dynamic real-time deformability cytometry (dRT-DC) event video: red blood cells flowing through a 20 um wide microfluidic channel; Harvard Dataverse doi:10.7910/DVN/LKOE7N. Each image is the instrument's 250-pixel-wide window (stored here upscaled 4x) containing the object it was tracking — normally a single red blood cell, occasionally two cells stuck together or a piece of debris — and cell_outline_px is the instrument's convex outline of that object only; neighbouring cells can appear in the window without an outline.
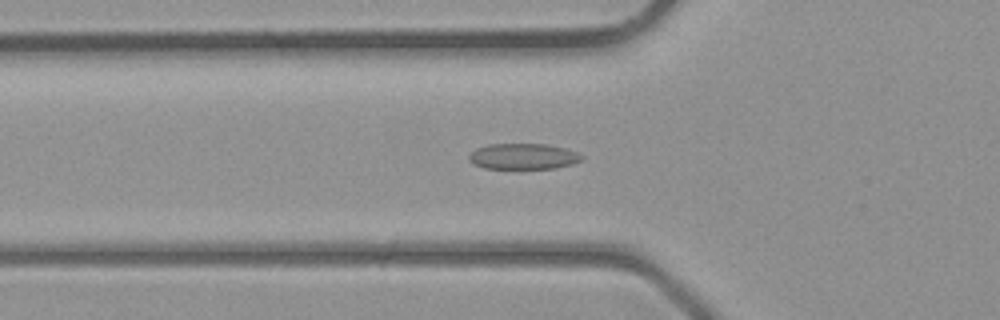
{"species": "common noctule bat (a hibernating species)", "species_latin": "Nyctalus noctula", "temperature_condition": "room temperature", "stored_images_in_passage": 28, "camera_frame_rate_fps": 3000, "um_per_image_px": 0.085, "animal": {"sex": "male", "body_mass_g": 23.1, "forearm_length_mm": 52.7}, "frame": {"image": 1, "passage_image": 2, "time_ms": 0.333, "image_size_px": [1000, 320], "cell_outline_px": [[584, 156], [580, 160], [572, 164], [556, 168], [484, 168], [472, 164], [468, 160], [468, 156], [476, 148], [488, 144], [544, 144], [564, 148], [576, 152]], "centroid_in_image_um": [44.43, 13.29], "position_along_channel_um": 81.4, "area_um2": 16.88}}
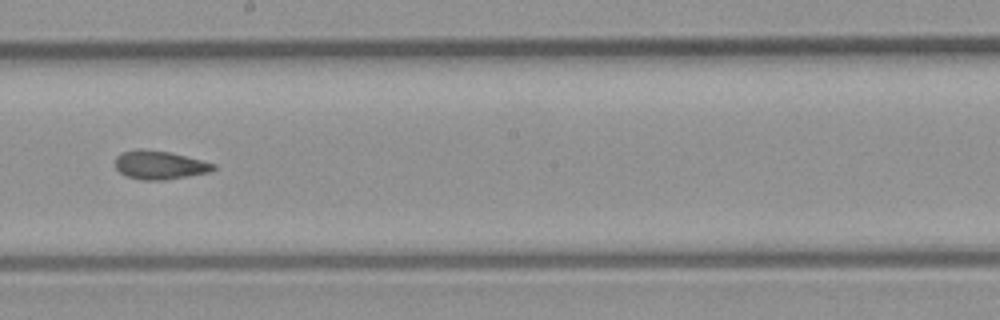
{"frame": {"image": 2, "passage_image": 11, "time_ms": 3.333, "image_size_px": [1000, 320], "cell_outline_px": [[216, 168], [208, 172], [188, 176], [164, 180], [140, 180], [128, 176], [120, 172], [116, 168], [116, 156], [120, 152], [136, 148], [140, 148], [172, 152], [216, 164]], "centroid_in_image_um": [13.55, 14.01], "position_along_channel_um": 234.7, "area_um2": 16.47}}
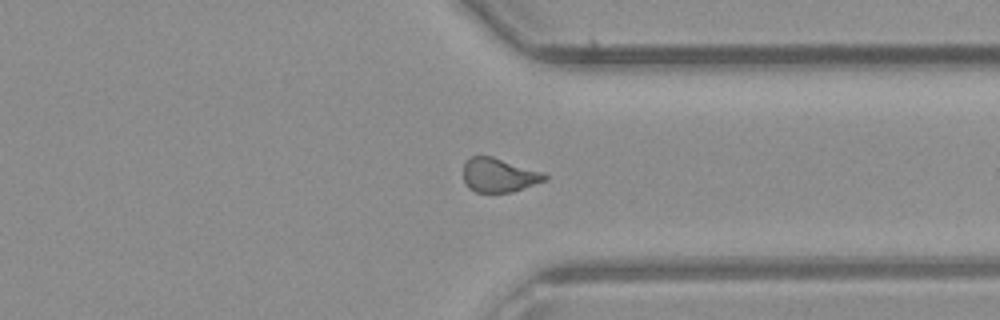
{"frame": {"image": 3, "passage_image": 19, "time_ms": 6.0, "image_size_px": [1000, 320], "cell_outline_px": [[548, 180], [512, 192], [476, 192], [468, 188], [464, 180], [464, 164], [472, 156], [492, 156], [544, 172], [548, 176]], "centroid_in_image_um": [42.45, 14.89], "position_along_channel_um": 369.0, "area_um2": 16.18}}